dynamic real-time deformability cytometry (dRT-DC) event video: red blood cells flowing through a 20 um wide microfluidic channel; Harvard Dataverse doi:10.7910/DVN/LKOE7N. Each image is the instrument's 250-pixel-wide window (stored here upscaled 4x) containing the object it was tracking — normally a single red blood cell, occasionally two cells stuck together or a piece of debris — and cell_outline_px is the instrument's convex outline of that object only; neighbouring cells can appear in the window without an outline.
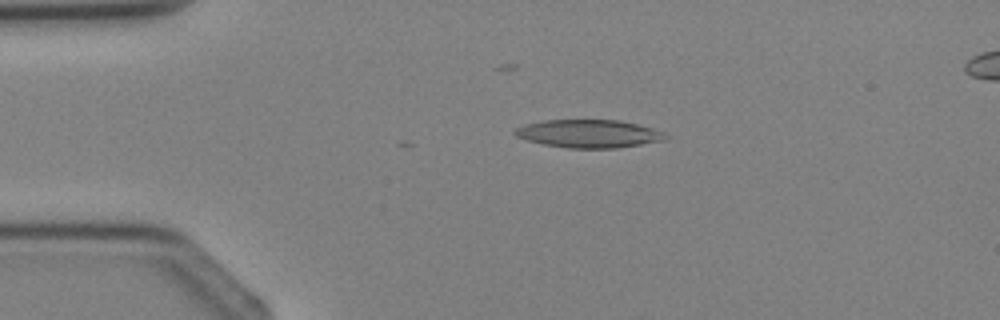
{"species": "Egyptian fruit bat (a non-hibernating species)", "species_latin": "Rousettus aegyptiacus", "temperature_condition": "cold", "stored_images_in_passage": 5, "segment_of_instrument_passage": [1, 2], "camera_frame_rate_fps": 3000, "um_per_image_px": 0.085, "animal": {"sex": "female"}, "frame": {"image": 1, "passage_image": 3, "time_ms": 2.333, "image_size_px": [1000, 320], "cell_outline_px": [[668, 136], [664, 140], [616, 148], [568, 148], [544, 144], [528, 140], [516, 136], [512, 132], [516, 128], [524, 124], [540, 120], [620, 120], [652, 128], [664, 132]], "centroid_in_image_um": [50.02, 11.35], "position_along_channel_um": 35.0, "area_um2": 24.51}}